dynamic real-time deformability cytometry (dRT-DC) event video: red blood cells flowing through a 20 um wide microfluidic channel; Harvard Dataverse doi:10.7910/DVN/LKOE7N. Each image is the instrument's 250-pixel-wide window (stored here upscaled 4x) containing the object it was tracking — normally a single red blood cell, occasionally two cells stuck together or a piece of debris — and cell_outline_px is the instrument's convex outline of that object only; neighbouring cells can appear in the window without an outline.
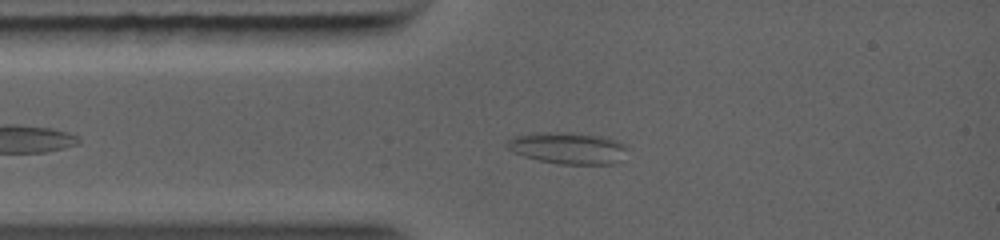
{"species": "common noctule bat (a hibernating species)", "species_latin": "Nyctalus noctula", "temperature_condition": "warm", "stored_images_in_passage": 47, "camera_frame_rate_fps": 5000, "um_per_image_px": 0.085, "animal": {"sex": "female", "body_mass_g": 19.0, "forearm_length_mm": 56.7}, "frame": {"image": 1, "passage_image": 7, "time_ms": 1.2, "image_size_px": [1000, 240], "cell_outline_px": [[616, 144], [596, 164], [572, 164], [544, 160], [528, 156], [512, 140], [524, 136], [588, 136], [608, 140]], "centroid_in_image_um": [48.07, 12.62], "position_along_channel_um": 36.9, "area_um2": 15.84}}
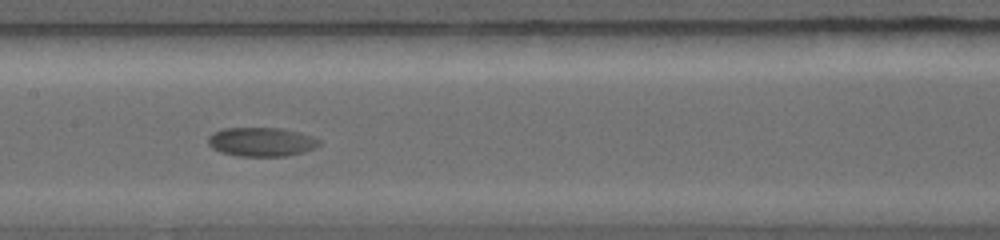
{"frame": {"image": 2, "passage_image": 23, "time_ms": 4.6, "image_size_px": [1000, 240], "cell_outline_px": [[304, 148], [292, 152], [276, 156], [248, 156], [228, 152], [216, 148], [208, 140], [216, 132], [228, 128], [276, 128], [288, 132]], "centroid_in_image_um": [21.7, 12.04], "position_along_channel_um": 185.7, "area_um2": 14.97}}
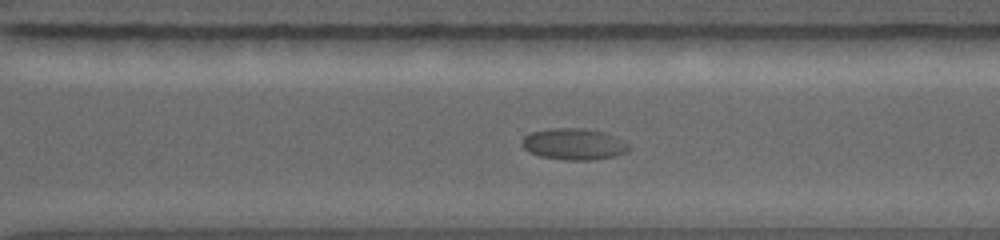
{"frame": {"image": 3, "passage_image": 38, "time_ms": 7.6, "image_size_px": [1000, 240], "cell_outline_px": [[616, 152], [608, 156], [544, 156], [532, 152], [524, 148], [524, 136], [532, 132], [552, 128], [580, 128], [604, 132], [608, 136]], "centroid_in_image_um": [48.37, 12.13], "position_along_channel_um": 322.2, "area_um2": 15.9}}